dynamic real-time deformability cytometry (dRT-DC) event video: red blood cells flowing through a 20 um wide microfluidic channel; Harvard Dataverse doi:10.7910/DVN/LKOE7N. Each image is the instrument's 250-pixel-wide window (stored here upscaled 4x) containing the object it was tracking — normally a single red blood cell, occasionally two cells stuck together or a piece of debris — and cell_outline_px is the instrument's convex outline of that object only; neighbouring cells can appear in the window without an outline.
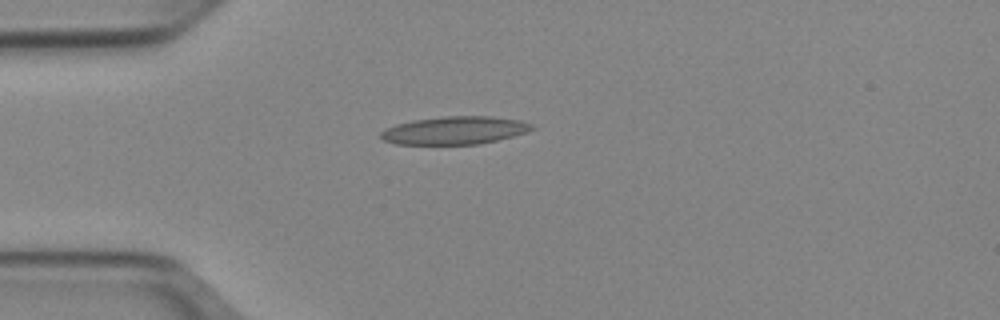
{"species": "Egyptian fruit bat (a non-hibernating species)", "species_latin": "Rousettus aegyptiacus", "temperature_condition": "cold", "stored_images_in_passage": 39, "camera_frame_rate_fps": 3000, "um_per_image_px": 0.085, "animal": {"sex": "female"}, "frame": {"image": 1, "passage_image": 1, "time_ms": 0.0, "image_size_px": [1000, 320], "cell_outline_px": [[536, 128], [528, 132], [496, 140], [476, 144], [396, 144], [384, 140], [380, 136], [380, 132], [384, 128], [396, 124], [412, 120], [444, 116], [492, 116], [520, 120], [532, 124]], "centroid_in_image_um": [38.64, 11.07], "position_along_channel_um": 46.4, "area_um2": 24.62}}
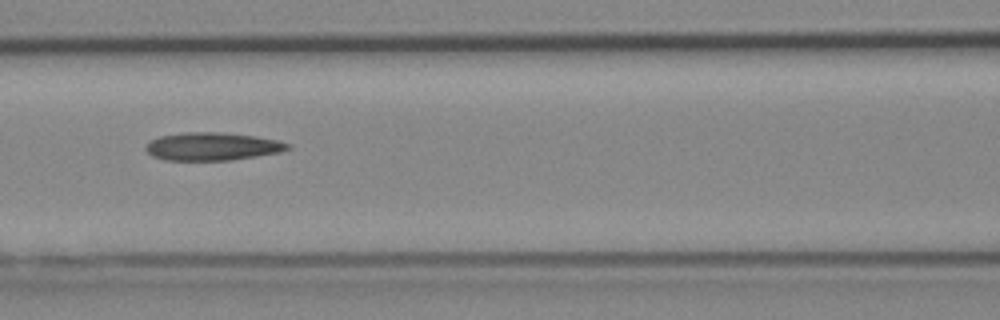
{"frame": {"image": 2, "passage_image": 10, "time_ms": 3.0, "image_size_px": [1000, 320], "cell_outline_px": [[292, 148], [280, 152], [256, 156], [228, 160], [164, 160], [152, 156], [144, 148], [152, 140], [160, 136], [184, 132], [224, 132], [256, 136], [276, 140], [292, 144]], "centroid_in_image_um": [18.07, 12.44], "position_along_channel_um": 148.5, "area_um2": 23.12}}
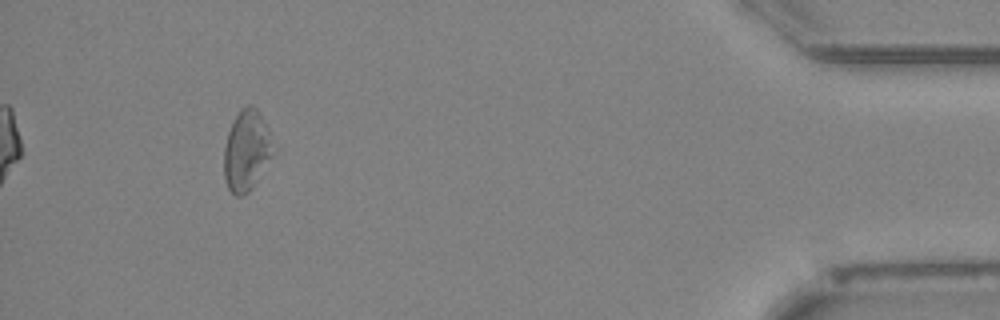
{"frame": {"image": 3, "passage_image": 35, "time_ms": 11.333, "image_size_px": [1000, 320], "cell_outline_px": [[280, 152], [252, 188], [244, 196], [236, 196], [228, 188], [224, 180], [224, 148], [228, 132], [240, 108], [248, 104], [252, 104], [260, 112], [280, 148]], "centroid_in_image_um": [21.08, 12.8], "position_along_channel_um": 414.1, "area_um2": 24.62}, "authors_computed_cell_mechanics": {"area_um2": 23.0044, "velocity_mm_per_s": 3.9594, "shape_relaxation_time_tau1_ms": null, "shape_relaxation_time_tau2_ms": 8.8303, "deformation_change_tau1": null, "deformation_change_tau2": 0.2142}}